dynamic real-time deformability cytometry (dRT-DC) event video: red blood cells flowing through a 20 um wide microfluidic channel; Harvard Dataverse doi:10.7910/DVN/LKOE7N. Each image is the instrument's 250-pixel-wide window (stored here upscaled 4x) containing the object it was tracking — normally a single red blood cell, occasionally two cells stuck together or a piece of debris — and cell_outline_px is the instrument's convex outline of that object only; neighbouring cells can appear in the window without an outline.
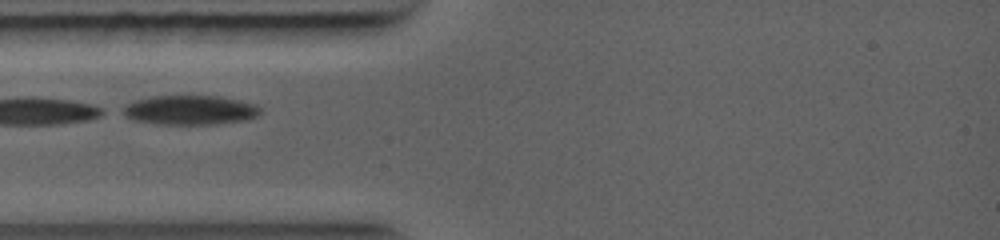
{"species": "common noctule bat (a hibernating species)", "species_latin": "Nyctalus noctula", "temperature_condition": "warm", "stored_images_in_passage": 4, "camera_frame_rate_fps": 5000, "um_per_image_px": 0.085, "animal": {"sex": "female", "body_mass_g": 19.0, "forearm_length_mm": 56.7}, "frame": {"image": 1, "passage_image": 1, "time_ms": 0.0, "image_size_px": [1000, 240], "cell_outline_px": [[260, 112], [256, 116], [248, 120], [216, 124], [156, 124], [132, 120], [116, 112], [120, 108], [136, 100], [152, 96], [220, 96], [256, 104], [260, 108]], "centroid_in_image_um": [16.08, 9.36], "position_along_channel_um": 68.9, "area_um2": 23.87}}